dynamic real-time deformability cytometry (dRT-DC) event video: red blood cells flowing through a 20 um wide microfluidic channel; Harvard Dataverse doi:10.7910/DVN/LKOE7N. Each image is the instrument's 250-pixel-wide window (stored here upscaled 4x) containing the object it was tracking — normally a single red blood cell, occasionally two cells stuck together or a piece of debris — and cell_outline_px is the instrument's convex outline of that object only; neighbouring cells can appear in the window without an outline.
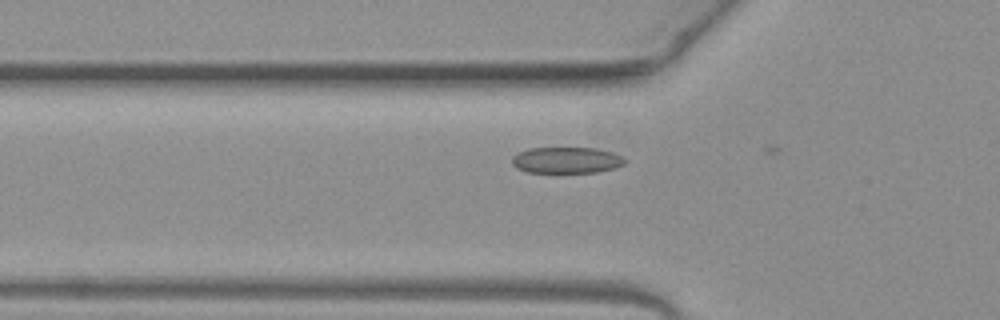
{"species": "common noctule bat (a hibernating species)", "species_latin": "Nyctalus noctula", "temperature_condition": "warm", "stored_images_in_passage": 5, "camera_frame_rate_fps": 3000, "um_per_image_px": 0.085, "animal": {"sex": "female", "body_mass_g": 19.3, "forearm_length_mm": 54.1}, "frame": {"image": 1, "passage_image": 4, "time_ms": 1.0, "image_size_px": [1000, 320], "cell_outline_px": [[628, 160], [624, 164], [616, 168], [596, 172], [528, 172], [516, 168], [512, 164], [512, 156], [528, 148], [596, 148], [612, 152], [624, 156]], "centroid_in_image_um": [48.19, 13.61], "position_along_channel_um": 77.6, "area_um2": 17.34}}